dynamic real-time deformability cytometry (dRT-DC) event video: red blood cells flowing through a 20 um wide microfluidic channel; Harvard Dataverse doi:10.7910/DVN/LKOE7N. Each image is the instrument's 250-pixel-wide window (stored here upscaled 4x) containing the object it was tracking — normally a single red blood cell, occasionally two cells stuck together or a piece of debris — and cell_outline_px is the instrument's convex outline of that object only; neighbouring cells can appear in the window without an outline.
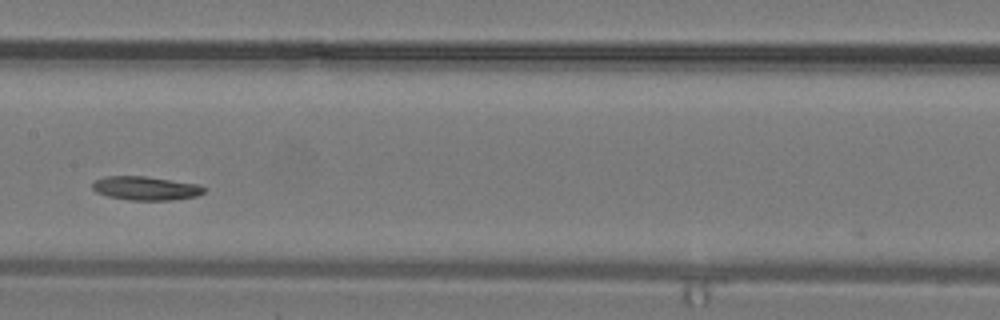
{"species": "common noctule bat (a hibernating species)", "species_latin": "Nyctalus noctula", "temperature_condition": "warm", "stored_images_in_passage": 28, "camera_frame_rate_fps": 3000, "um_per_image_px": 0.085, "animal": {"sex": "male", "body_mass_g": 19.2, "forearm_length_mm": 51.8}, "frame": {"image": 1, "passage_image": 12, "time_ms": 3.667, "image_size_px": [1000, 320], "cell_outline_px": [[204, 192], [196, 196], [172, 200], [128, 200], [108, 196], [96, 192], [92, 188], [92, 184], [96, 180], [104, 176], [144, 176], [200, 184], [204, 188]], "centroid_in_image_um": [12.38, 16.0], "position_along_channel_um": 195.0, "area_um2": 15.43}}
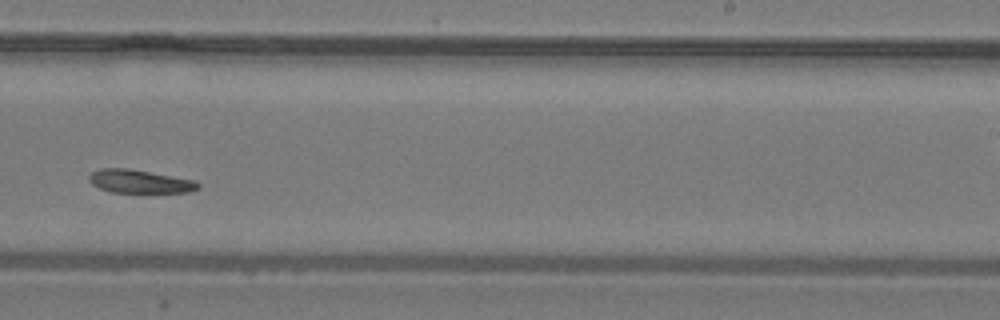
{"frame": {"image": 2, "passage_image": 16, "time_ms": 5.0, "image_size_px": [1000, 320], "cell_outline_px": [[200, 188], [188, 192], [112, 192], [100, 188], [92, 184], [88, 180], [88, 176], [92, 172], [100, 168], [128, 168], [196, 180], [200, 184]], "centroid_in_image_um": [11.88, 15.41], "position_along_channel_um": 277.1, "area_um2": 14.8}}